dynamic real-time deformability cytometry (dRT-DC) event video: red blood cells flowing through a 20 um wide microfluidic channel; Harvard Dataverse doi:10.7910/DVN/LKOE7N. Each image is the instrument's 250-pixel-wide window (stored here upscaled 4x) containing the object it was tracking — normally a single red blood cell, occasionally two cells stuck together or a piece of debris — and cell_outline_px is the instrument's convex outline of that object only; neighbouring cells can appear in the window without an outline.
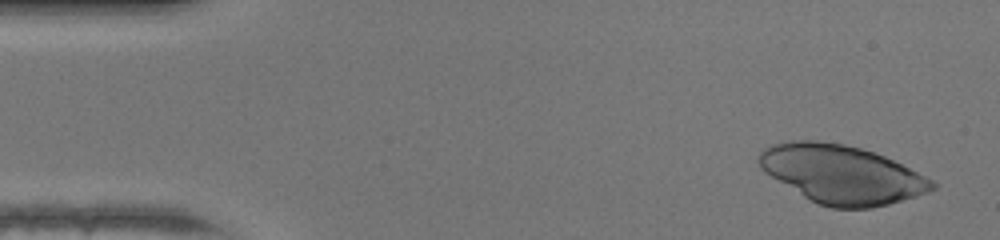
{"species": "human", "species_latin": "Homo sapiens", "temperature_condition": "warm", "stored_images_in_passage": 19, "camera_frame_rate_fps": 3000, "um_per_image_px": 0.085, "donor": {"sex": "female"}, "frame": {"image": 1, "passage_image": 2, "time_ms": 0.333, "image_size_px": [1000, 240], "cell_outline_px": [[936, 188], [928, 192], [916, 196], [888, 204], [872, 208], [832, 208], [816, 204], [764, 172], [760, 168], [756, 160], [760, 152], [764, 148], [772, 144], [788, 140], [816, 140], [844, 144], [860, 148], [884, 156], [932, 180], [936, 184]], "centroid_in_image_um": [71.49, 14.81], "position_along_channel_um": 13.5, "area_um2": 58.78}}